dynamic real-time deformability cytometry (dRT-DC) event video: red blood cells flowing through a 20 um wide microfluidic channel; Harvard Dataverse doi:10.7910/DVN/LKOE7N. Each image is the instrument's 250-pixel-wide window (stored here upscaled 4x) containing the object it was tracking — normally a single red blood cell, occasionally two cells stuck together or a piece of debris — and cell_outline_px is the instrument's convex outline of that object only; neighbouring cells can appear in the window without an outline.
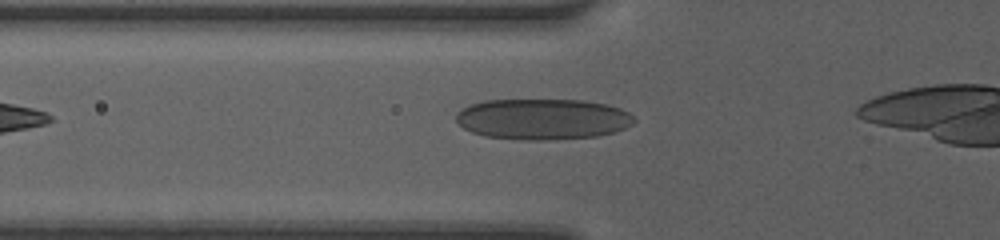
{"species": "human", "species_latin": "Homo sapiens", "temperature_condition": "room temperature", "stored_images_in_passage": 25, "camera_frame_rate_fps": 3000, "um_per_image_px": 0.085, "donor": {"sex": "female"}, "frame": {"image": 1, "passage_image": 2, "time_ms": 0.333, "image_size_px": [1000, 240], "cell_outline_px": [[636, 120], [632, 124], [624, 128], [612, 132], [596, 136], [548, 140], [524, 140], [484, 136], [472, 132], [464, 128], [456, 120], [456, 112], [460, 108], [468, 104], [484, 100], [584, 100], [608, 104], [620, 108], [628, 112]], "centroid_in_image_um": [46.09, 10.11], "position_along_channel_um": 79.7, "area_um2": 42.6}}
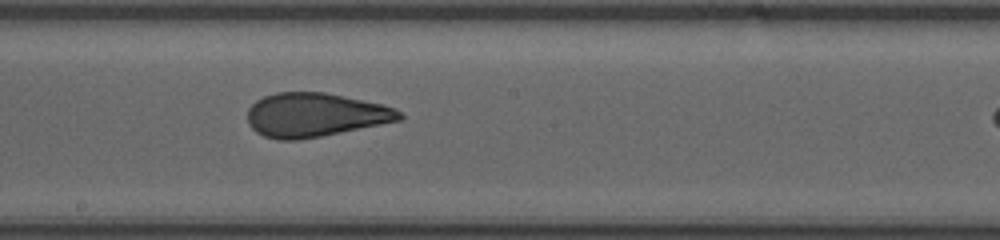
{"frame": {"image": 2, "passage_image": 12, "time_ms": 3.667, "image_size_px": [1000, 240], "cell_outline_px": [[404, 116], [400, 120], [300, 140], [280, 140], [264, 136], [256, 132], [248, 124], [248, 108], [256, 100], [264, 96], [276, 92], [324, 92], [384, 104], [396, 108]], "centroid_in_image_um": [26.76, 9.76], "position_along_channel_um": 221.4, "area_um2": 38.78}}
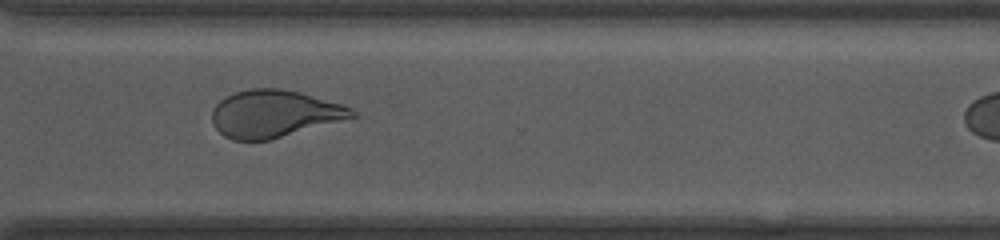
{"frame": {"image": 3, "passage_image": 21, "time_ms": 6.667, "image_size_px": [1000, 240], "cell_outline_px": [[356, 116], [268, 140], [232, 140], [224, 136], [212, 124], [212, 108], [220, 100], [236, 92], [252, 88], [280, 88], [300, 92], [344, 104], [352, 108], [356, 112]], "centroid_in_image_um": [23.29, 9.65], "position_along_channel_um": 347.3, "area_um2": 38.26}}